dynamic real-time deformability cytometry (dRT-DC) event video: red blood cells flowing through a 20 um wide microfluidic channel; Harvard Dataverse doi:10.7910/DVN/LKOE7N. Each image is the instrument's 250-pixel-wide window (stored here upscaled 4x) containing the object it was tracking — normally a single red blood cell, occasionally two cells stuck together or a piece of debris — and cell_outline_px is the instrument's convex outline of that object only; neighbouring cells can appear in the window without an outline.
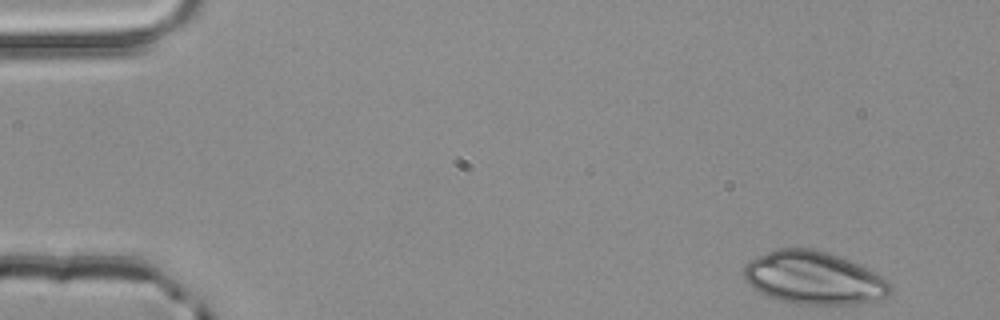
{"species": "common noctule bat (a hibernating species)", "species_latin": "Nyctalus noctula", "temperature_condition": "room temperature", "stored_images_in_passage": 2, "camera_frame_rate_fps": 3000, "um_per_image_px": 0.085, "animal": {"sex": "male", "body_mass_g": 20.4}, "frame": {"image": 1, "passage_image": 2, "time_ms": 0.333, "image_size_px": [1000, 320], "cell_outline_px": [[892, 292], [888, 296], [880, 300], [856, 304], [796, 304], [780, 300], [768, 296], [752, 288], [744, 280], [744, 264], [756, 256], [776, 248], [812, 248], [828, 252], [840, 256], [868, 268], [884, 276], [892, 284]], "centroid_in_image_um": [69.21, 23.62], "position_along_channel_um": 15.8, "area_um2": 45.78}}